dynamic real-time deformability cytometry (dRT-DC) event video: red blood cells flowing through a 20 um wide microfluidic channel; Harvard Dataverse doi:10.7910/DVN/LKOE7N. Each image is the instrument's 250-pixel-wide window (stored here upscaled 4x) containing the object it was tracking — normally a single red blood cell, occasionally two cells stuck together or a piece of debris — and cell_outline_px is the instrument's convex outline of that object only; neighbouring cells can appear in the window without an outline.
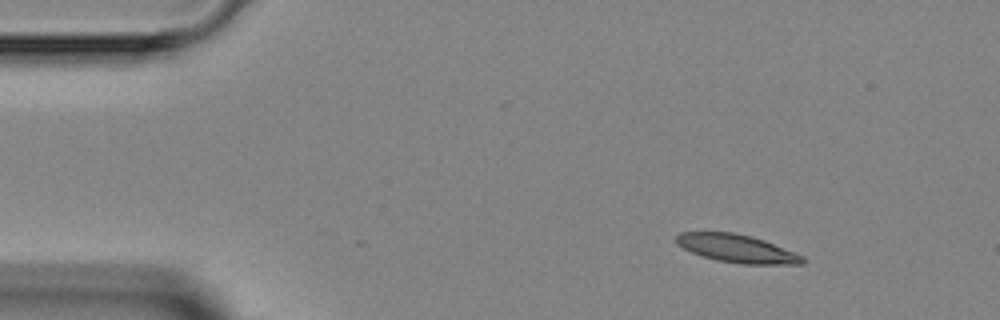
{"species": "Egyptian fruit bat (a non-hibernating species)", "species_latin": "Rousettus aegyptiacus", "temperature_condition": "room temperature", "stored_images_in_passage": 3, "camera_frame_rate_fps": 3000, "um_per_image_px": 0.085, "animal": {"sex": "female"}, "frame": {"image": 1, "passage_image": 1, "time_ms": 0.0, "image_size_px": [1000, 320], "cell_outline_px": [[808, 260], [804, 264], [744, 264], [716, 260], [692, 252], [676, 244], [676, 236], [680, 232], [732, 232], [752, 236], [764, 240], [804, 256]], "centroid_in_image_um": [62.67, 21.12], "position_along_channel_um": 22.3, "area_um2": 20.58}}
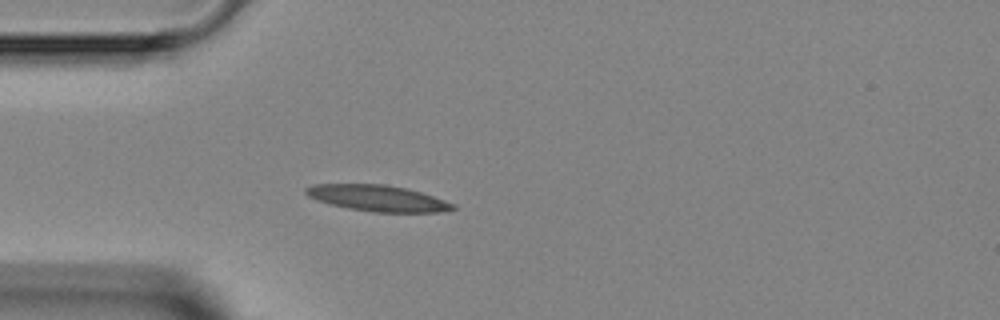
{"frame": {"image": 2, "passage_image": 3, "time_ms": 2.333, "image_size_px": [1000, 320], "cell_outline_px": [[456, 208], [440, 212], [372, 212], [348, 208], [316, 200], [308, 196], [304, 192], [304, 188], [312, 184], [384, 184], [408, 188], [456, 204]], "centroid_in_image_um": [32.08, 16.84], "position_along_channel_um": 52.9, "area_um2": 22.37}}